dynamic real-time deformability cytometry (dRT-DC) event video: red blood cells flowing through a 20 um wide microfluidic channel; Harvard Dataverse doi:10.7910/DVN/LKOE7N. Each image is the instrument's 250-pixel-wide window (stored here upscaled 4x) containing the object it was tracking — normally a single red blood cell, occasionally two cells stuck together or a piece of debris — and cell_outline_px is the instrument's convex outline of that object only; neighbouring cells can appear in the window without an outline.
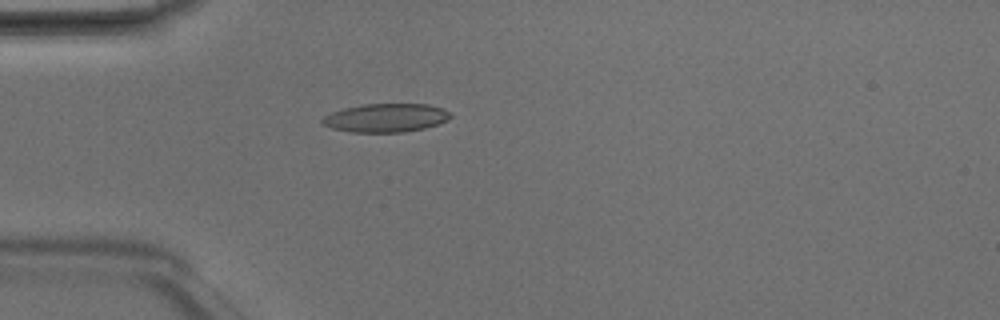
{"species": "Egyptian fruit bat (a non-hibernating species)", "species_latin": "Rousettus aegyptiacus", "temperature_condition": "room temperature", "stored_images_in_passage": 3, "camera_frame_rate_fps": 3000, "um_per_image_px": 0.085, "animal": {"sex": "male"}, "frame": {"image": 1, "passage_image": 3, "time_ms": 0.667, "image_size_px": [1000, 320], "cell_outline_px": [[452, 116], [448, 120], [424, 128], [404, 132], [352, 132], [332, 128], [324, 124], [320, 120], [324, 116], [332, 112], [344, 108], [364, 104], [428, 104], [440, 108], [448, 112]], "centroid_in_image_um": [32.78, 10.01], "position_along_channel_um": 52.2, "area_um2": 21.1}}